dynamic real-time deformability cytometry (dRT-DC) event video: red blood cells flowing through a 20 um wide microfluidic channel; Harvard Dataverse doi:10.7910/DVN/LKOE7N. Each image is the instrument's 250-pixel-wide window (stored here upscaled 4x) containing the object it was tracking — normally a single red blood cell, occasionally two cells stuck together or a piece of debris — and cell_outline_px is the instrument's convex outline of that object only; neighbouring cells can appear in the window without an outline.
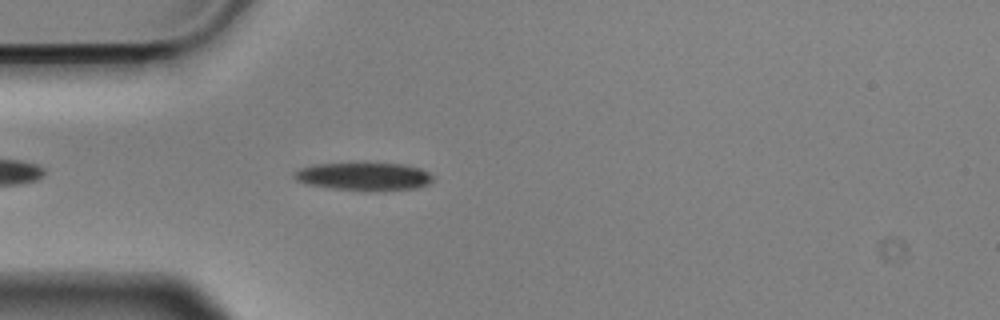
{"species": "Egyptian fruit bat (a non-hibernating species)", "species_latin": "Rousettus aegyptiacus", "temperature_condition": "cold", "stored_images_in_passage": 16, "camera_frame_rate_fps": 3000, "um_per_image_px": 0.085, "animal": {"sex": "male"}, "frame": {"image": 1, "passage_image": 5, "time_ms": 1.333, "image_size_px": [1000, 320], "cell_outline_px": [[432, 180], [428, 184], [420, 188], [336, 188], [312, 184], [296, 180], [292, 176], [292, 172], [300, 168], [312, 164], [400, 164], [420, 168], [428, 172], [432, 176]], "centroid_in_image_um": [30.9, 14.95], "position_along_channel_um": 54.1, "area_um2": 21.21}}
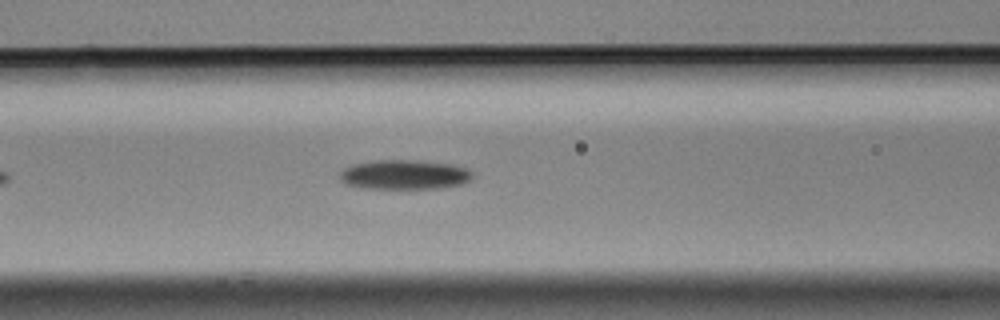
{"frame": {"image": 2, "passage_image": 12, "time_ms": 3.667, "image_size_px": [1000, 320], "cell_outline_px": [[472, 176], [468, 180], [460, 184], [436, 188], [360, 188], [348, 184], [340, 180], [340, 172], [344, 168], [352, 164], [372, 160], [416, 160], [452, 164], [468, 168], [472, 172]], "centroid_in_image_um": [34.34, 14.83], "position_along_channel_um": 132.3, "area_um2": 22.77}}
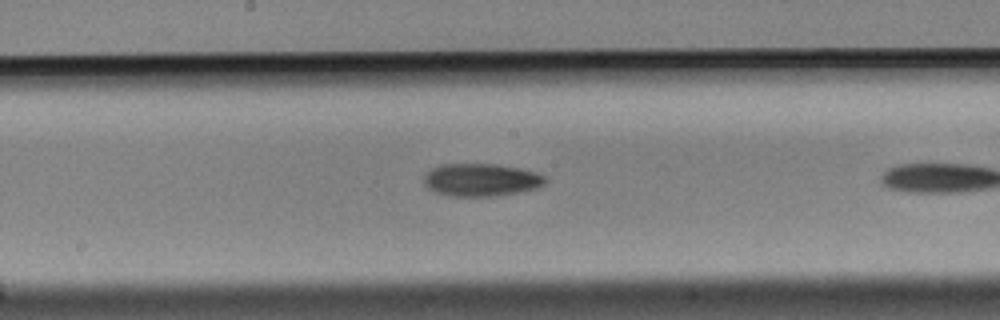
{"frame": {"image": 3, "passage_image": 15, "time_ms": 4.667, "image_size_px": [1000, 320], "cell_outline_px": [[544, 184], [536, 188], [496, 196], [452, 196], [436, 192], [428, 188], [424, 184], [424, 176], [432, 168], [440, 164], [496, 164], [520, 168], [536, 172], [544, 176]], "centroid_in_image_um": [40.87, 15.28], "position_along_channel_um": 207.3, "area_um2": 22.95}}